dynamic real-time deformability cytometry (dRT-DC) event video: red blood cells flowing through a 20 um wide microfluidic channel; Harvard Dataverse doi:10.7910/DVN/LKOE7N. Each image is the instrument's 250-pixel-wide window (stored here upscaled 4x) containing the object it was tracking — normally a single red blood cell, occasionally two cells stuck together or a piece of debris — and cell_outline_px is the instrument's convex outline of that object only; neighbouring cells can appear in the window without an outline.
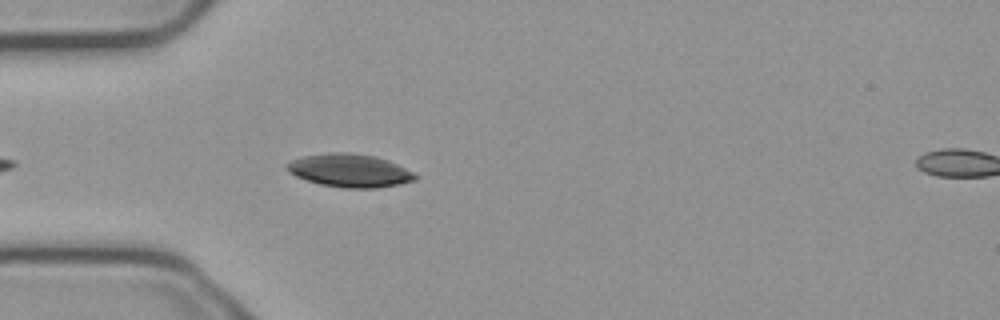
{"species": "common noctule bat (a hibernating species)", "species_latin": "Nyctalus noctula", "temperature_condition": "cold", "stored_images_in_passage": 6, "segment_of_instrument_passage": [1, 2], "camera_frame_rate_fps": 3000, "um_per_image_px": 0.085, "animal": {"sex": "male", "body_mass_g": 23.1, "forearm_length_mm": 52.7}, "frame": {"image": 1, "passage_image": 5, "time_ms": 1.333, "image_size_px": [1000, 320], "cell_outline_px": [[420, 176], [416, 180], [400, 184], [380, 188], [344, 188], [320, 184], [296, 176], [288, 172], [284, 164], [292, 160], [304, 156], [340, 152], [348, 152], [376, 156], [388, 160]], "centroid_in_image_um": [29.74, 14.5], "position_along_channel_um": 55.3, "area_um2": 24.74}}